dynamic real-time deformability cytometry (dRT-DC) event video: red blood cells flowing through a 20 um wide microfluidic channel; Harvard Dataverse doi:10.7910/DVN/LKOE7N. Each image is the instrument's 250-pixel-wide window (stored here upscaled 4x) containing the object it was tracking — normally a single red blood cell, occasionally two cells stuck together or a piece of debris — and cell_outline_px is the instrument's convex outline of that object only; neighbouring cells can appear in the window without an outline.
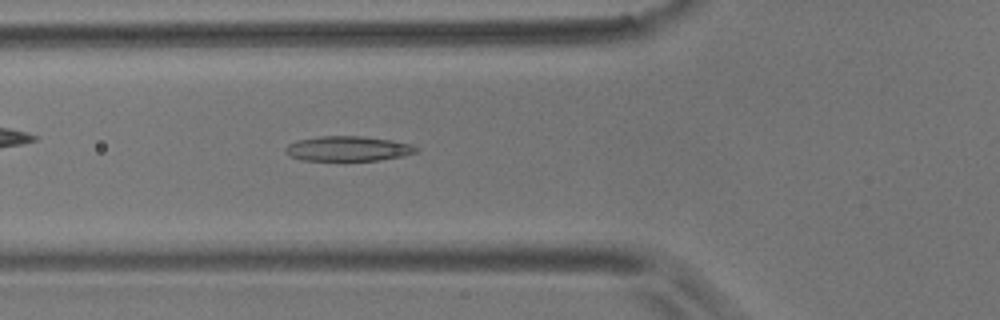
{"species": "common noctule bat (a hibernating species)", "species_latin": "Nyctalus noctula", "temperature_condition": "room temperature", "stored_images_in_passage": 55, "camera_frame_rate_fps": 3000, "um_per_image_px": 0.085, "animal": {"sex": "male", "body_mass_g": 17.9}, "frame": {"image": 1, "passage_image": 19, "time_ms": 6.0, "image_size_px": [1000, 320], "cell_outline_px": [[420, 148], [416, 152], [404, 156], [380, 160], [304, 160], [288, 156], [284, 152], [284, 148], [288, 144], [296, 140], [320, 136], [360, 136], [392, 140], [412, 144]], "centroid_in_image_um": [29.57, 12.63], "position_along_channel_um": 96.2, "area_um2": 19.13}}
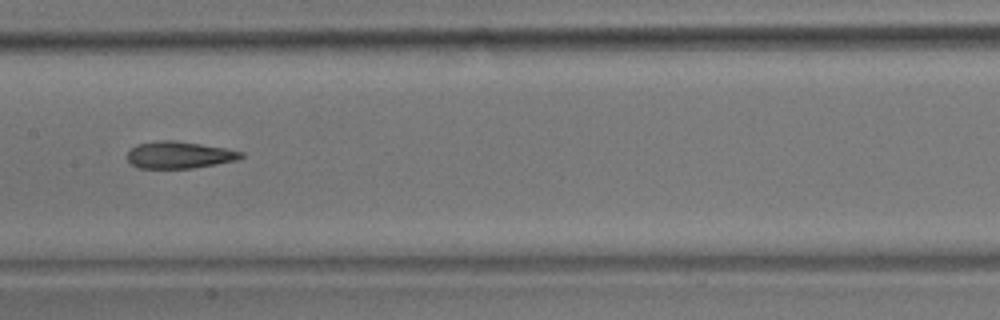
{"frame": {"image": 2, "passage_image": 27, "time_ms": 8.667, "image_size_px": [1000, 320], "cell_outline_px": [[244, 156], [236, 160], [216, 164], [192, 168], [136, 168], [128, 160], [128, 152], [136, 144], [160, 140], [176, 140], [224, 148], [244, 152]], "centroid_in_image_um": [15.22, 13.17], "position_along_channel_um": 192.2, "area_um2": 17.8}}
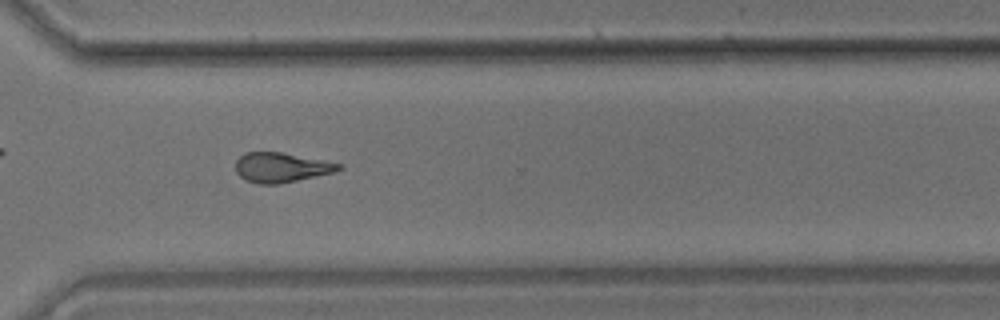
{"frame": {"image": 3, "passage_image": 40, "time_ms": 13.0, "image_size_px": [1000, 320], "cell_outline_px": [[344, 168], [332, 172], [280, 184], [256, 184], [244, 180], [236, 172], [236, 160], [244, 152], [280, 152], [324, 160], [344, 164]], "centroid_in_image_um": [23.89, 14.23], "position_along_channel_um": 346.7, "area_um2": 17.92}, "authors_computed_cell_mechanics": {"area_um2": 18.3226, "velocity_mm_per_s": 3.5785, "shape_relaxation_time_tau1_ms": 9.2791, "shape_relaxation_time_tau2_ms": 3.8264, "deformation_change_tau1": 0.2148, "deformation_change_tau2": 0.1436}}